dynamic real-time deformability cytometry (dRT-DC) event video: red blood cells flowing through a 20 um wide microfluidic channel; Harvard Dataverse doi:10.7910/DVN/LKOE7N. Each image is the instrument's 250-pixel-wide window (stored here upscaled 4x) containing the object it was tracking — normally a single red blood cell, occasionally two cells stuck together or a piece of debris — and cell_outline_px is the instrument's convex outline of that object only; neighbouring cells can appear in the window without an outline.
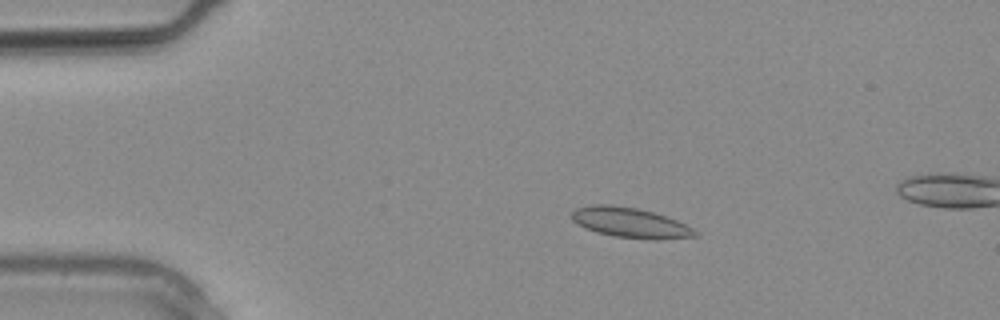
{"species": "common noctule bat (a hibernating species)", "species_latin": "Nyctalus noctula", "temperature_condition": "warm", "stored_images_in_passage": 9, "camera_frame_rate_fps": 3000, "um_per_image_px": 0.085, "animal": {"sex": "male", "body_mass_g": 20.4}, "frame": {"image": 1, "passage_image": 6, "time_ms": 1.667, "image_size_px": [1000, 320], "cell_outline_px": [[700, 236], [660, 240], [656, 240], [616, 236], [596, 232], [584, 228], [572, 220], [572, 212], [576, 208], [592, 204], [612, 204], [636, 208], [652, 212], [676, 220], [700, 232]], "centroid_in_image_um": [53.59, 18.93], "position_along_channel_um": 31.4, "area_um2": 21.68}}